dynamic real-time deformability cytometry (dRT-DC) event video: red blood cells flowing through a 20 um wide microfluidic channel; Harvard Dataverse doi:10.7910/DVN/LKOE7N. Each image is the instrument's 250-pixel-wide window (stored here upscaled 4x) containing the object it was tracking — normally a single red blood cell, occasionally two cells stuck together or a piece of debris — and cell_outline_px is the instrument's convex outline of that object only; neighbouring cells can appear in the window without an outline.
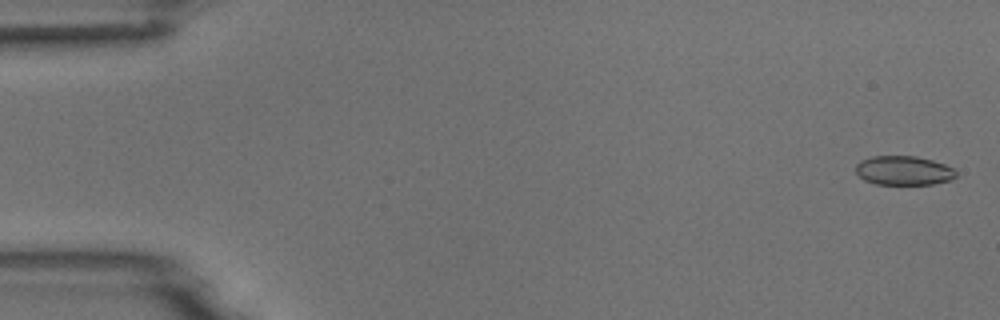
{"species": "common noctule bat (a hibernating species)", "species_latin": "Nyctalus noctula", "temperature_condition": "room temperature", "stored_images_in_passage": 6, "segment_of_instrument_passage": [1, 2], "camera_frame_rate_fps": 3000, "um_per_image_px": 0.085, "animal": {"sex": "male", "body_mass_g": 18.8}, "frame": {"image": 1, "passage_image": 1, "time_ms": 0.0, "image_size_px": [1000, 320], "cell_outline_px": [[956, 176], [952, 180], [932, 184], [876, 184], [864, 180], [856, 172], [856, 164], [860, 160], [872, 156], [916, 156], [932, 160], [944, 164], [952, 168], [956, 172]], "centroid_in_image_um": [76.8, 14.49], "position_along_channel_um": 8.2, "area_um2": 17.05}}
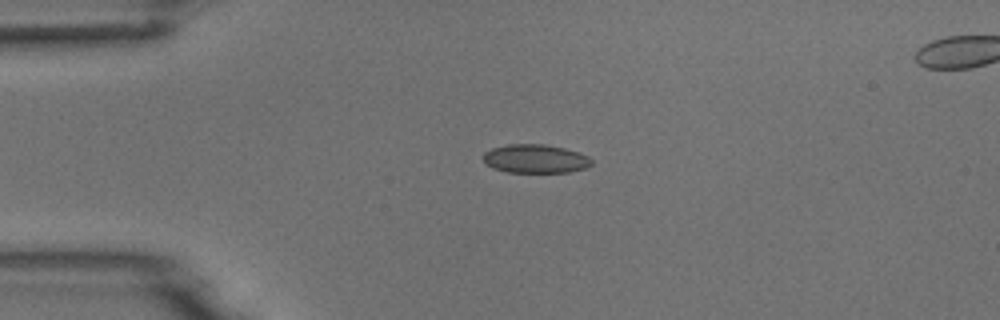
{"frame": {"image": 2, "passage_image": 4, "time_ms": 3.667, "image_size_px": [1000, 320], "cell_outline_px": [[592, 164], [584, 168], [568, 172], [508, 172], [492, 168], [484, 160], [484, 152], [492, 148], [508, 144], [544, 144], [564, 148], [588, 156], [592, 160]], "centroid_in_image_um": [45.5, 13.49], "position_along_channel_um": 39.5, "area_um2": 17.92}}